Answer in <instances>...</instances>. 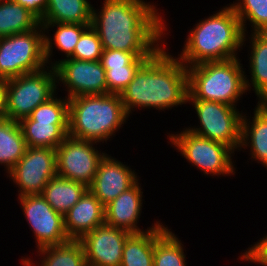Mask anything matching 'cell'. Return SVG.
<instances>
[{"label": "cell", "mask_w": 267, "mask_h": 266, "mask_svg": "<svg viewBox=\"0 0 267 266\" xmlns=\"http://www.w3.org/2000/svg\"><path fill=\"white\" fill-rule=\"evenodd\" d=\"M102 6L99 12L93 7L91 27L103 49L157 52L163 47L160 43L168 30L155 5L144 0H104Z\"/></svg>", "instance_id": "cell-1"}, {"label": "cell", "mask_w": 267, "mask_h": 266, "mask_svg": "<svg viewBox=\"0 0 267 266\" xmlns=\"http://www.w3.org/2000/svg\"><path fill=\"white\" fill-rule=\"evenodd\" d=\"M136 72L132 81L121 93L126 114L142 108L166 110L188 102L187 67L175 56L166 52V43Z\"/></svg>", "instance_id": "cell-2"}, {"label": "cell", "mask_w": 267, "mask_h": 266, "mask_svg": "<svg viewBox=\"0 0 267 266\" xmlns=\"http://www.w3.org/2000/svg\"><path fill=\"white\" fill-rule=\"evenodd\" d=\"M195 26L190 29L177 57L186 67L236 58L237 51L243 49L244 42L248 41L231 5L223 6L219 12L199 20Z\"/></svg>", "instance_id": "cell-3"}, {"label": "cell", "mask_w": 267, "mask_h": 266, "mask_svg": "<svg viewBox=\"0 0 267 266\" xmlns=\"http://www.w3.org/2000/svg\"><path fill=\"white\" fill-rule=\"evenodd\" d=\"M68 101V135L73 138L104 143L129 117L119 94L81 95Z\"/></svg>", "instance_id": "cell-4"}, {"label": "cell", "mask_w": 267, "mask_h": 266, "mask_svg": "<svg viewBox=\"0 0 267 266\" xmlns=\"http://www.w3.org/2000/svg\"><path fill=\"white\" fill-rule=\"evenodd\" d=\"M239 60L236 57L187 67L188 99L221 102L236 107L242 95L247 94L246 73Z\"/></svg>", "instance_id": "cell-5"}, {"label": "cell", "mask_w": 267, "mask_h": 266, "mask_svg": "<svg viewBox=\"0 0 267 266\" xmlns=\"http://www.w3.org/2000/svg\"><path fill=\"white\" fill-rule=\"evenodd\" d=\"M44 29L0 38V79L9 80L47 67Z\"/></svg>", "instance_id": "cell-6"}, {"label": "cell", "mask_w": 267, "mask_h": 266, "mask_svg": "<svg viewBox=\"0 0 267 266\" xmlns=\"http://www.w3.org/2000/svg\"><path fill=\"white\" fill-rule=\"evenodd\" d=\"M50 68V69H48ZM54 67L6 80V117L20 122L56 94Z\"/></svg>", "instance_id": "cell-7"}, {"label": "cell", "mask_w": 267, "mask_h": 266, "mask_svg": "<svg viewBox=\"0 0 267 266\" xmlns=\"http://www.w3.org/2000/svg\"><path fill=\"white\" fill-rule=\"evenodd\" d=\"M184 129L178 134H169L168 140L193 167L207 176H232L236 173L232 162L234 151L230 147Z\"/></svg>", "instance_id": "cell-8"}, {"label": "cell", "mask_w": 267, "mask_h": 266, "mask_svg": "<svg viewBox=\"0 0 267 266\" xmlns=\"http://www.w3.org/2000/svg\"><path fill=\"white\" fill-rule=\"evenodd\" d=\"M187 103L195 107L201 126L186 127L187 130L209 140L223 143L233 151L237 149L240 151L243 114L236 107L199 99H188Z\"/></svg>", "instance_id": "cell-9"}, {"label": "cell", "mask_w": 267, "mask_h": 266, "mask_svg": "<svg viewBox=\"0 0 267 266\" xmlns=\"http://www.w3.org/2000/svg\"><path fill=\"white\" fill-rule=\"evenodd\" d=\"M18 187V197L42 194L57 175L56 149L28 147L21 159L7 173Z\"/></svg>", "instance_id": "cell-10"}, {"label": "cell", "mask_w": 267, "mask_h": 266, "mask_svg": "<svg viewBox=\"0 0 267 266\" xmlns=\"http://www.w3.org/2000/svg\"><path fill=\"white\" fill-rule=\"evenodd\" d=\"M97 142L67 136L56 148L57 175L90 187L98 164L106 152H99Z\"/></svg>", "instance_id": "cell-11"}, {"label": "cell", "mask_w": 267, "mask_h": 266, "mask_svg": "<svg viewBox=\"0 0 267 266\" xmlns=\"http://www.w3.org/2000/svg\"><path fill=\"white\" fill-rule=\"evenodd\" d=\"M53 62L49 65L55 69L57 86L62 82L68 91V99L81 95L107 94L106 71L100 61L64 57Z\"/></svg>", "instance_id": "cell-12"}, {"label": "cell", "mask_w": 267, "mask_h": 266, "mask_svg": "<svg viewBox=\"0 0 267 266\" xmlns=\"http://www.w3.org/2000/svg\"><path fill=\"white\" fill-rule=\"evenodd\" d=\"M18 200L33 229L37 250L70 241L64 227V216L55 211L41 194L21 196Z\"/></svg>", "instance_id": "cell-13"}, {"label": "cell", "mask_w": 267, "mask_h": 266, "mask_svg": "<svg viewBox=\"0 0 267 266\" xmlns=\"http://www.w3.org/2000/svg\"><path fill=\"white\" fill-rule=\"evenodd\" d=\"M131 233L103 224L86 233L82 243L86 263L90 266H120L126 239Z\"/></svg>", "instance_id": "cell-14"}, {"label": "cell", "mask_w": 267, "mask_h": 266, "mask_svg": "<svg viewBox=\"0 0 267 266\" xmlns=\"http://www.w3.org/2000/svg\"><path fill=\"white\" fill-rule=\"evenodd\" d=\"M138 177L135 170L106 153L88 189L106 206L133 187L139 181Z\"/></svg>", "instance_id": "cell-15"}, {"label": "cell", "mask_w": 267, "mask_h": 266, "mask_svg": "<svg viewBox=\"0 0 267 266\" xmlns=\"http://www.w3.org/2000/svg\"><path fill=\"white\" fill-rule=\"evenodd\" d=\"M139 185L138 181L133 187L121 193L105 206V224L126 230L131 234L147 232L159 224L160 221H156L146 231L137 226L143 207V191Z\"/></svg>", "instance_id": "cell-16"}, {"label": "cell", "mask_w": 267, "mask_h": 266, "mask_svg": "<svg viewBox=\"0 0 267 266\" xmlns=\"http://www.w3.org/2000/svg\"><path fill=\"white\" fill-rule=\"evenodd\" d=\"M105 224V206L88 189L64 215V227L70 240H80L86 233Z\"/></svg>", "instance_id": "cell-17"}, {"label": "cell", "mask_w": 267, "mask_h": 266, "mask_svg": "<svg viewBox=\"0 0 267 266\" xmlns=\"http://www.w3.org/2000/svg\"><path fill=\"white\" fill-rule=\"evenodd\" d=\"M255 107L252 122L246 114L242 116L239 148L245 150L249 146L250 159L261 162L267 169V103L257 102Z\"/></svg>", "instance_id": "cell-18"}, {"label": "cell", "mask_w": 267, "mask_h": 266, "mask_svg": "<svg viewBox=\"0 0 267 266\" xmlns=\"http://www.w3.org/2000/svg\"><path fill=\"white\" fill-rule=\"evenodd\" d=\"M250 41V80L245 75L246 90L252 89L258 102L267 103V33H251ZM251 83H250V82Z\"/></svg>", "instance_id": "cell-19"}, {"label": "cell", "mask_w": 267, "mask_h": 266, "mask_svg": "<svg viewBox=\"0 0 267 266\" xmlns=\"http://www.w3.org/2000/svg\"><path fill=\"white\" fill-rule=\"evenodd\" d=\"M19 124L28 147L56 149L68 136V121H33L27 117Z\"/></svg>", "instance_id": "cell-20"}, {"label": "cell", "mask_w": 267, "mask_h": 266, "mask_svg": "<svg viewBox=\"0 0 267 266\" xmlns=\"http://www.w3.org/2000/svg\"><path fill=\"white\" fill-rule=\"evenodd\" d=\"M164 228L159 222L147 232L131 234L124 243L120 266H153L155 237Z\"/></svg>", "instance_id": "cell-21"}, {"label": "cell", "mask_w": 267, "mask_h": 266, "mask_svg": "<svg viewBox=\"0 0 267 266\" xmlns=\"http://www.w3.org/2000/svg\"><path fill=\"white\" fill-rule=\"evenodd\" d=\"M93 6L88 0H47L40 23L91 24Z\"/></svg>", "instance_id": "cell-22"}, {"label": "cell", "mask_w": 267, "mask_h": 266, "mask_svg": "<svg viewBox=\"0 0 267 266\" xmlns=\"http://www.w3.org/2000/svg\"><path fill=\"white\" fill-rule=\"evenodd\" d=\"M87 190L88 187L82 183L56 175L44 187L41 195L55 211L64 216Z\"/></svg>", "instance_id": "cell-23"}, {"label": "cell", "mask_w": 267, "mask_h": 266, "mask_svg": "<svg viewBox=\"0 0 267 266\" xmlns=\"http://www.w3.org/2000/svg\"><path fill=\"white\" fill-rule=\"evenodd\" d=\"M41 256L37 266H86V257L82 243L70 240L61 245L47 246L38 249ZM30 258H22L23 266H34Z\"/></svg>", "instance_id": "cell-24"}, {"label": "cell", "mask_w": 267, "mask_h": 266, "mask_svg": "<svg viewBox=\"0 0 267 266\" xmlns=\"http://www.w3.org/2000/svg\"><path fill=\"white\" fill-rule=\"evenodd\" d=\"M27 145L19 122L4 118L0 120V165L8 173L21 159Z\"/></svg>", "instance_id": "cell-25"}, {"label": "cell", "mask_w": 267, "mask_h": 266, "mask_svg": "<svg viewBox=\"0 0 267 266\" xmlns=\"http://www.w3.org/2000/svg\"><path fill=\"white\" fill-rule=\"evenodd\" d=\"M40 25V20L18 2L0 1V38L31 31Z\"/></svg>", "instance_id": "cell-26"}, {"label": "cell", "mask_w": 267, "mask_h": 266, "mask_svg": "<svg viewBox=\"0 0 267 266\" xmlns=\"http://www.w3.org/2000/svg\"><path fill=\"white\" fill-rule=\"evenodd\" d=\"M41 25L43 26L44 33L51 31L48 30L49 28L56 27L53 38H51V35L48 36L45 34L44 36L45 59L48 64L52 61L53 45H55L59 51L65 53L64 55H66V58H69L73 54L82 33L91 26V24L72 23H41Z\"/></svg>", "instance_id": "cell-27"}, {"label": "cell", "mask_w": 267, "mask_h": 266, "mask_svg": "<svg viewBox=\"0 0 267 266\" xmlns=\"http://www.w3.org/2000/svg\"><path fill=\"white\" fill-rule=\"evenodd\" d=\"M165 227L156 237L153 266H186L184 245L181 240Z\"/></svg>", "instance_id": "cell-28"}, {"label": "cell", "mask_w": 267, "mask_h": 266, "mask_svg": "<svg viewBox=\"0 0 267 266\" xmlns=\"http://www.w3.org/2000/svg\"><path fill=\"white\" fill-rule=\"evenodd\" d=\"M231 7L238 16L244 34H247V20L252 33H267V0H236ZM246 26V27H245Z\"/></svg>", "instance_id": "cell-29"}, {"label": "cell", "mask_w": 267, "mask_h": 266, "mask_svg": "<svg viewBox=\"0 0 267 266\" xmlns=\"http://www.w3.org/2000/svg\"><path fill=\"white\" fill-rule=\"evenodd\" d=\"M151 57H137L124 67H103L106 71L107 94H119L126 89L139 68Z\"/></svg>", "instance_id": "cell-30"}, {"label": "cell", "mask_w": 267, "mask_h": 266, "mask_svg": "<svg viewBox=\"0 0 267 266\" xmlns=\"http://www.w3.org/2000/svg\"><path fill=\"white\" fill-rule=\"evenodd\" d=\"M103 50L97 32L89 26L80 36L74 52L69 58L83 61H100Z\"/></svg>", "instance_id": "cell-31"}, {"label": "cell", "mask_w": 267, "mask_h": 266, "mask_svg": "<svg viewBox=\"0 0 267 266\" xmlns=\"http://www.w3.org/2000/svg\"><path fill=\"white\" fill-rule=\"evenodd\" d=\"M33 121H68V98H57L54 95L47 102L37 106L29 116Z\"/></svg>", "instance_id": "cell-32"}, {"label": "cell", "mask_w": 267, "mask_h": 266, "mask_svg": "<svg viewBox=\"0 0 267 266\" xmlns=\"http://www.w3.org/2000/svg\"><path fill=\"white\" fill-rule=\"evenodd\" d=\"M156 52H124L104 49L100 58L103 67H124L131 64L137 57H152Z\"/></svg>", "instance_id": "cell-33"}, {"label": "cell", "mask_w": 267, "mask_h": 266, "mask_svg": "<svg viewBox=\"0 0 267 266\" xmlns=\"http://www.w3.org/2000/svg\"><path fill=\"white\" fill-rule=\"evenodd\" d=\"M241 261L248 263H257L261 266H267V235L258 240L253 246L248 247L239 257Z\"/></svg>", "instance_id": "cell-34"}, {"label": "cell", "mask_w": 267, "mask_h": 266, "mask_svg": "<svg viewBox=\"0 0 267 266\" xmlns=\"http://www.w3.org/2000/svg\"><path fill=\"white\" fill-rule=\"evenodd\" d=\"M24 6L28 11L34 14L40 21L46 12L47 0H12Z\"/></svg>", "instance_id": "cell-35"}, {"label": "cell", "mask_w": 267, "mask_h": 266, "mask_svg": "<svg viewBox=\"0 0 267 266\" xmlns=\"http://www.w3.org/2000/svg\"><path fill=\"white\" fill-rule=\"evenodd\" d=\"M6 118V80L0 79V120Z\"/></svg>", "instance_id": "cell-36"}]
</instances>
